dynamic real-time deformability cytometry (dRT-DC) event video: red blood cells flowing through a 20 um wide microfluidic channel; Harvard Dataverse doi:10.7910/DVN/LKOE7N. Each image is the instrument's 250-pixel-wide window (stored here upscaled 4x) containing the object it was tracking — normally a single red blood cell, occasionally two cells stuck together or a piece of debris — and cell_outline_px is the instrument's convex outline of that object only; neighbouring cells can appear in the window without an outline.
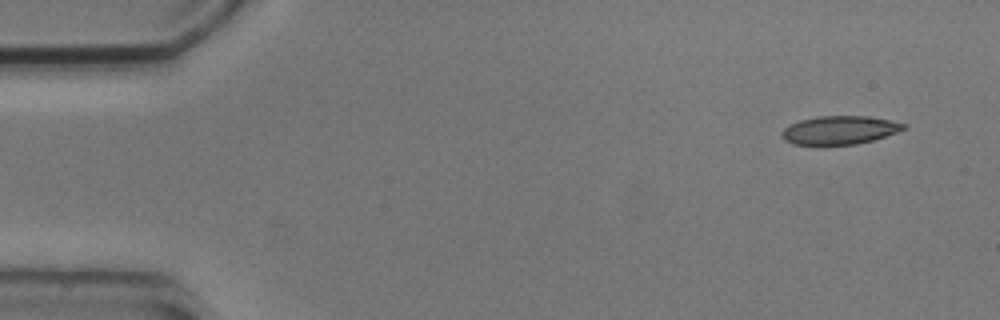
{"species": "common noctule bat (a hibernating species)", "species_latin": "Nyctalus noctula", "temperature_condition": "cold", "stored_images_in_passage": 5, "camera_frame_rate_fps": 3000, "um_per_image_px": 0.085, "animal": {"sex": "male", "body_mass_g": 20.5, "forearm_length_mm": 52.5}, "frame": {"image": 1, "passage_image": 1, "time_ms": 0.0, "image_size_px": [1000, 320], "cell_outline_px": [[908, 124], [904, 128], [896, 132], [872, 140], [856, 144], [792, 144], [784, 140], [780, 136], [780, 132], [784, 128], [800, 120], [816, 116], [868, 116]], "centroid_in_image_um": [71.32, 11.05], "position_along_channel_um": 13.7, "area_um2": 19.94}}
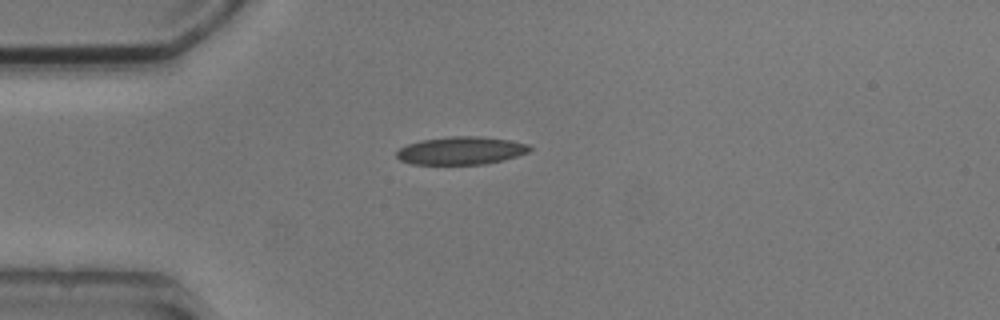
{"frame": {"image": 2, "passage_image": 4, "time_ms": 3.333, "image_size_px": [1000, 320], "cell_outline_px": [[532, 148], [528, 152], [504, 160], [484, 164], [412, 164], [400, 160], [396, 156], [396, 152], [400, 148], [408, 144], [420, 140], [452, 136], [480, 136], [508, 140], [528, 144]], "centroid_in_image_um": [39.18, 12.8], "position_along_channel_um": 45.8, "area_um2": 21.56}}